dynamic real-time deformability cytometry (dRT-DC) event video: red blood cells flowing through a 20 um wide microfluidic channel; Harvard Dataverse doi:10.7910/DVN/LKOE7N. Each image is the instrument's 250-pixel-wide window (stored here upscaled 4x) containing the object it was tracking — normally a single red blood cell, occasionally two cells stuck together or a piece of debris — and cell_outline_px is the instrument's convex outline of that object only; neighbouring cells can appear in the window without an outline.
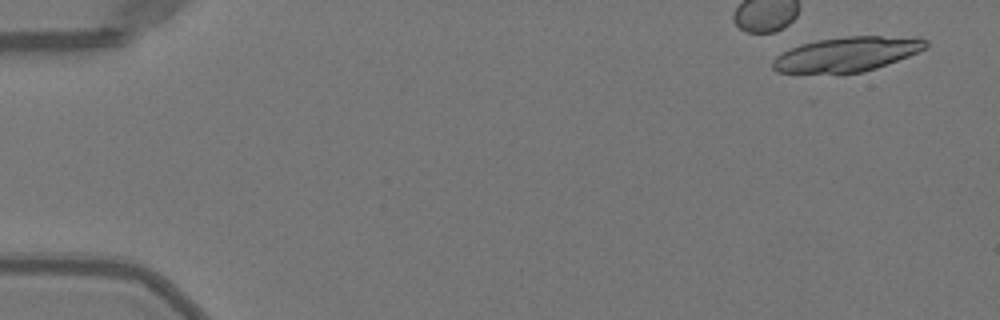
{"species": "Egyptian fruit bat (a non-hibernating species)", "species_latin": "Rousettus aegyptiacus", "temperature_condition": "warm", "stored_images_in_passage": 16, "camera_frame_rate_fps": 3000, "um_per_image_px": 0.085, "animal": {"sex": "female"}, "frame": {"image": 1, "passage_image": 3, "time_ms": 0.667, "image_size_px": [1000, 320], "cell_outline_px": [[928, 44], [924, 48], [908, 56], [876, 68], [864, 72], [776, 72], [772, 68], [772, 60], [776, 56], [800, 44], [816, 40], [848, 36], [920, 36], [928, 40]], "centroid_in_image_um": [72.03, 4.58], "position_along_channel_um": 13.0, "area_um2": 30.63}}